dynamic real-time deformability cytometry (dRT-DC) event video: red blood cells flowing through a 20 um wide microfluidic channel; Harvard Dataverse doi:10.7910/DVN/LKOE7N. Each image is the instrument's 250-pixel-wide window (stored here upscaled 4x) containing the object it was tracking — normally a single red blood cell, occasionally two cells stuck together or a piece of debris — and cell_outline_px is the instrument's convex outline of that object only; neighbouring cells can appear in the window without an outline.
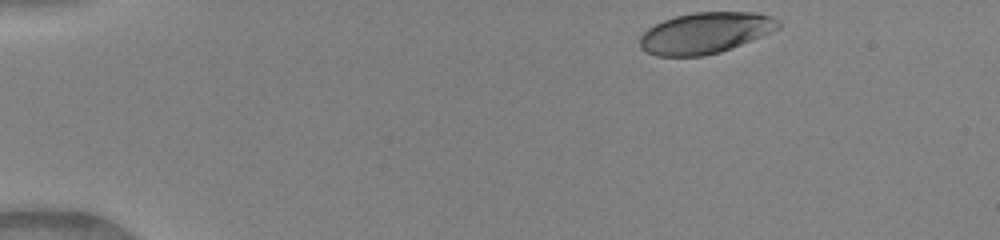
{"species": "human", "species_latin": "Homo sapiens", "temperature_condition": "warm", "stored_images_in_passage": 43, "camera_frame_rate_fps": 3000, "um_per_image_px": 0.085, "donor": {"sex": "female"}, "frame": {"image": 1, "passage_image": 1, "time_ms": 0.0, "image_size_px": [1000, 240], "cell_outline_px": [[780, 28], [720, 52], [704, 56], [656, 56], [640, 48], [640, 36], [648, 28], [664, 20], [676, 16], [696, 12], [756, 12], [772, 16], [780, 20]], "centroid_in_image_um": [59.95, 2.79], "position_along_channel_um": 25.0, "area_um2": 32.95}}
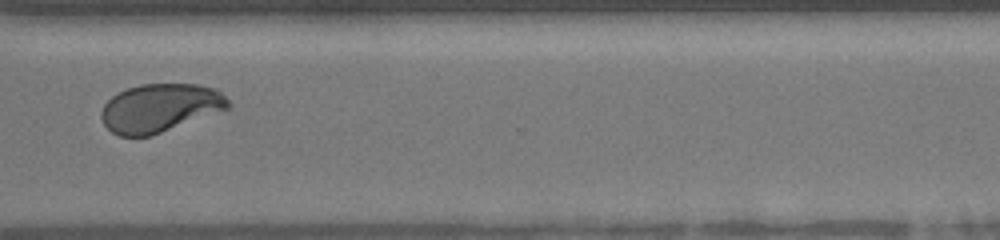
{"frame": {"image": 2, "passage_image": 32, "time_ms": 10.333, "image_size_px": [1000, 240], "cell_outline_px": [[232, 108], [152, 136], [120, 136], [112, 132], [104, 124], [100, 116], [100, 112], [104, 104], [112, 96], [128, 88], [140, 84], [200, 84], [216, 88], [232, 104]], "centroid_in_image_um": [13.64, 9.18], "position_along_channel_um": 357.0, "area_um2": 36.13}}
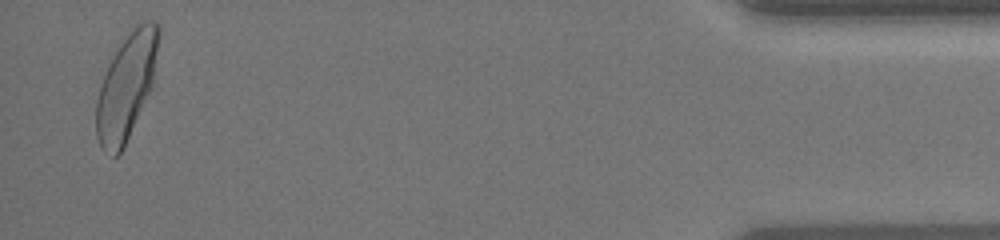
{"frame": {"image": 3, "passage_image": 42, "time_ms": 13.667, "image_size_px": [1000, 240], "cell_outline_px": [[160, 32], [152, 88], [124, 148], [116, 156], [112, 156], [104, 152], [100, 148], [96, 136], [96, 100], [100, 84], [120, 44], [136, 24], [144, 20], [156, 20], [160, 24]], "centroid_in_image_um": [10.76, 7.37], "position_along_channel_um": 424.4, "area_um2": 38.49}, "authors_computed_cell_mechanics": {"area_um2": 36.0672, "velocity_mm_per_s": 4.1189, "shape_relaxation_time_tau1_ms": 3.6476, "shape_relaxation_time_tau2_ms": 0.5986, "deformation_change_tau1": 0.1796, "deformation_change_tau2": 0.0575}}